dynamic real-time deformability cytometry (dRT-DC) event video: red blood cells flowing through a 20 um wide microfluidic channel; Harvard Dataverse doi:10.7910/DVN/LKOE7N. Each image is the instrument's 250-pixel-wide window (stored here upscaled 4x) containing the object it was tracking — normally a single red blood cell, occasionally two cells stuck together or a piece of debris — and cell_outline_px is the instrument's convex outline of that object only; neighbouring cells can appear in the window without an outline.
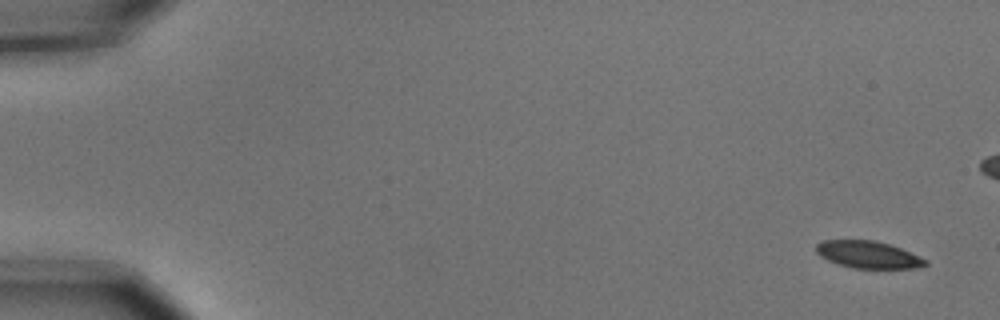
{"species": "common noctule bat (a hibernating species)", "species_latin": "Nyctalus noctula", "temperature_condition": "cold", "stored_images_in_passage": 6, "camera_frame_rate_fps": 3000, "um_per_image_px": 0.085, "animal": {"sex": "male", "body_mass_g": 15.6}, "frame": {"image": 1, "passage_image": 1, "time_ms": 0.0, "image_size_px": [1000, 320], "cell_outline_px": [[928, 264], [916, 268], [852, 268], [828, 260], [820, 256], [816, 252], [816, 244], [824, 240], [872, 240], [888, 244], [900, 248], [928, 260]], "centroid_in_image_um": [73.79, 21.64], "position_along_channel_um": 11.2, "area_um2": 17.11}}